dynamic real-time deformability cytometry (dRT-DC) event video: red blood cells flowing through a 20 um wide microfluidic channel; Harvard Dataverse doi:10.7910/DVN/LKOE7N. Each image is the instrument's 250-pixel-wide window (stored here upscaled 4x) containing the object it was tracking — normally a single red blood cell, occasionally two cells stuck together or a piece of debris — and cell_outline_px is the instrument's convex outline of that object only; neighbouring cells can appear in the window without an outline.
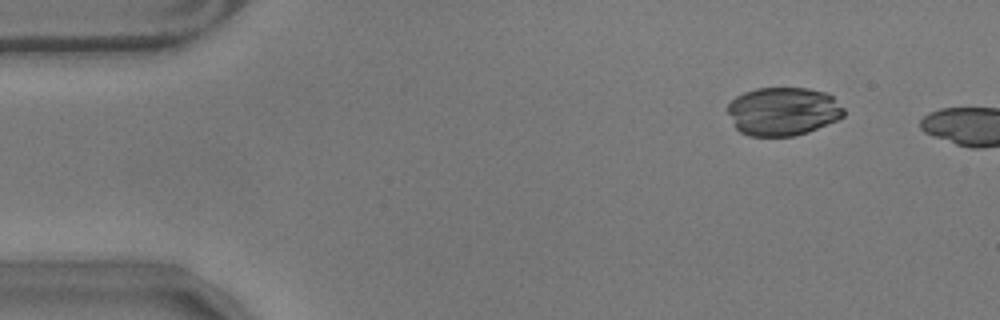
{"species": "common noctule bat (a hibernating species)", "species_latin": "Nyctalus noctula", "temperature_condition": "warm", "stored_images_in_passage": 9, "camera_frame_rate_fps": 3000, "um_per_image_px": 0.085, "animal": {"sex": "male", "body_mass_g": 17.9}, "frame": {"image": 1, "passage_image": 6, "time_ms": 1.667, "image_size_px": [1000, 320], "cell_outline_px": [[844, 116], [836, 120], [808, 132], [792, 136], [748, 136], [740, 132], [736, 128], [728, 112], [728, 104], [736, 96], [744, 92], [756, 88], [808, 88], [824, 92], [832, 96], [844, 108]], "centroid_in_image_um": [66.55, 9.46], "position_along_channel_um": 18.5, "area_um2": 32.71}}